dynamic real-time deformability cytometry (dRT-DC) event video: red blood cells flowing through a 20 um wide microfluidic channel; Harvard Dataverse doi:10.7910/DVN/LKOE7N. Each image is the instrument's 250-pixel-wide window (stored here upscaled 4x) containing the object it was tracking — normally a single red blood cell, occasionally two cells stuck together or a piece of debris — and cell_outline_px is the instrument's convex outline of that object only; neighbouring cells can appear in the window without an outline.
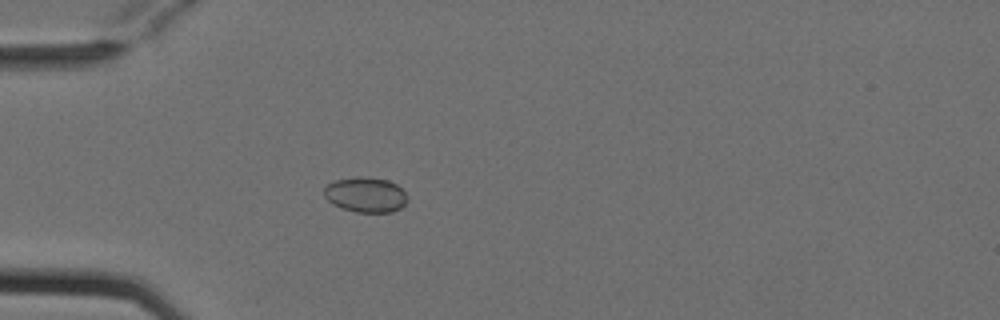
{"species": "Egyptian fruit bat (a non-hibernating species)", "species_latin": "Rousettus aegyptiacus", "temperature_condition": "cold", "stored_images_in_passage": 4, "camera_frame_rate_fps": 3000, "um_per_image_px": 0.085, "animal": {"sex": "female"}, "frame": {"image": 1, "passage_image": 4, "time_ms": 1.0, "image_size_px": [1000, 320], "cell_outline_px": [[408, 200], [400, 208], [392, 212], [356, 212], [332, 204], [324, 196], [324, 188], [328, 184], [336, 180], [356, 176], [360, 176], [388, 180], [396, 184], [408, 196]], "centroid_in_image_um": [31.08, 16.55], "position_along_channel_um": 53.9, "area_um2": 16.99}}